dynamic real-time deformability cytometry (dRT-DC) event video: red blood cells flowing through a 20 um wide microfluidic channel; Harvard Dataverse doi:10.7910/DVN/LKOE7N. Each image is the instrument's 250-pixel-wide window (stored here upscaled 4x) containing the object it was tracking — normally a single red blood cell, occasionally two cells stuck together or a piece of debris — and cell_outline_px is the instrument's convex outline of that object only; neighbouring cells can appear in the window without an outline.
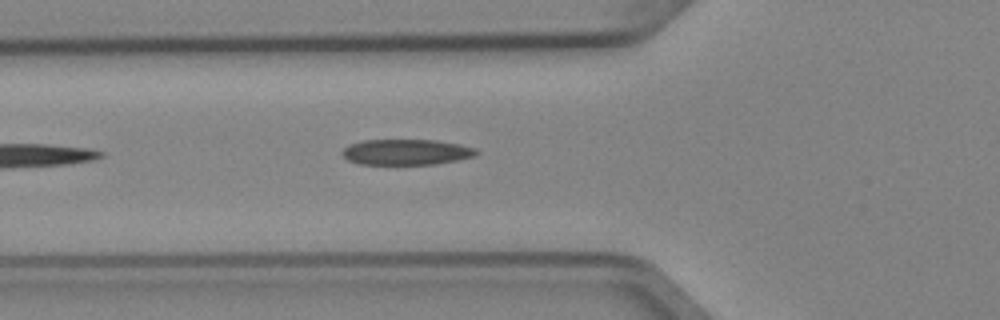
{"species": "Egyptian fruit bat (a non-hibernating species)", "species_latin": "Rousettus aegyptiacus", "temperature_condition": "cold", "stored_images_in_passage": 5, "camera_frame_rate_fps": 3000, "um_per_image_px": 0.085, "animal": {"sex": "female"}, "frame": {"image": 1, "passage_image": 5, "time_ms": 1.333, "image_size_px": [1000, 320], "cell_outline_px": [[480, 152], [476, 156], [436, 164], [360, 164], [348, 160], [340, 152], [348, 144], [364, 140], [436, 140], [460, 144], [476, 148]], "centroid_in_image_um": [34.55, 12.92], "position_along_channel_um": 91.2, "area_um2": 20.17}}